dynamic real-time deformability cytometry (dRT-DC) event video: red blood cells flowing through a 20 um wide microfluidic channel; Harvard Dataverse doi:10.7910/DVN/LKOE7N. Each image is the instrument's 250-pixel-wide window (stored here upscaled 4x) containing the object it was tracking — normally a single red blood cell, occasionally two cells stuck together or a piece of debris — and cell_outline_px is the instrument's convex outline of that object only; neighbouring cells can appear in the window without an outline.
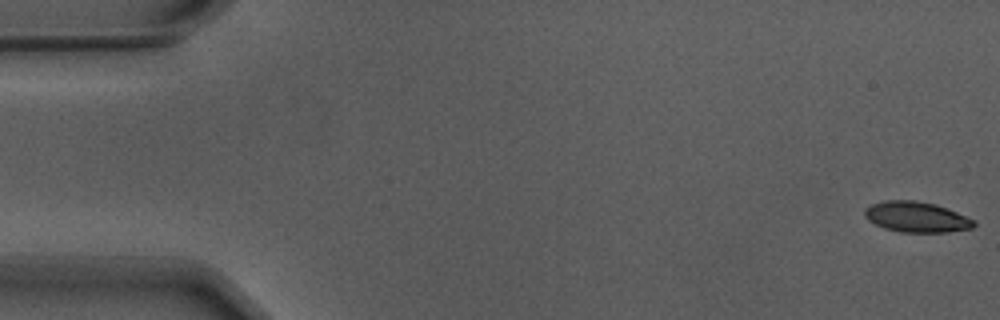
{"species": "Egyptian fruit bat (a non-hibernating species)", "species_latin": "Rousettus aegyptiacus", "temperature_condition": "warm", "stored_images_in_passage": 56, "camera_frame_rate_fps": 3000, "um_per_image_px": 0.085, "animal": {"sex": "male"}, "frame": {"image": 1, "passage_image": 1, "time_ms": 0.0, "image_size_px": [1000, 320], "cell_outline_px": [[976, 224], [972, 228], [948, 232], [900, 232], [884, 228], [868, 220], [864, 216], [864, 208], [872, 204], [884, 200], [912, 200], [932, 204], [956, 212], [976, 220]], "centroid_in_image_um": [77.87, 18.45], "position_along_channel_um": 7.1, "area_um2": 19.31}}
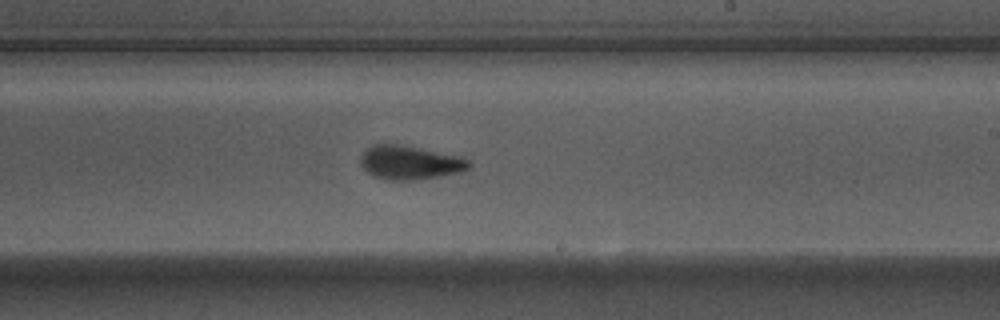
{"frame": {"image": 2, "passage_image": 33, "time_ms": 10.667, "image_size_px": [1000, 320], "cell_outline_px": [[472, 164], [468, 168], [460, 172], [440, 176], [412, 180], [384, 180], [368, 172], [360, 164], [360, 156], [364, 148], [372, 144], [396, 144], [420, 148], [456, 156], [468, 160]], "centroid_in_image_um": [34.77, 13.81], "position_along_channel_um": 254.2, "area_um2": 21.21}}
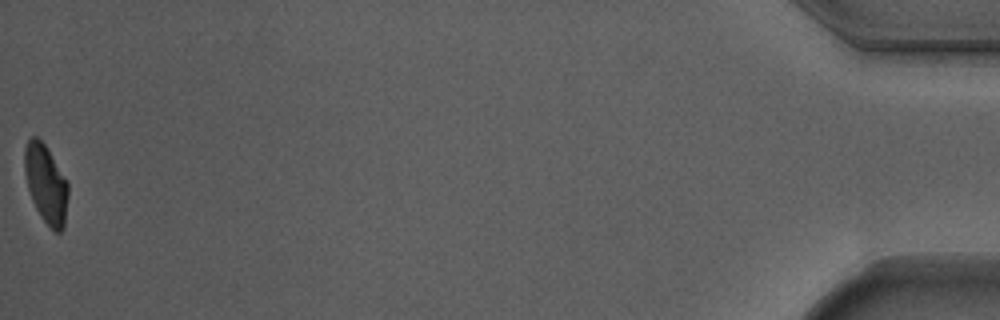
{"frame": {"image": 3, "passage_image": 56, "time_ms": 18.333, "image_size_px": [1000, 320], "cell_outline_px": [[68, 196], [64, 228], [60, 232], [56, 232], [40, 216], [32, 200], [28, 188], [24, 168], [24, 148], [28, 140], [32, 136], [36, 136], [44, 144], [68, 184]], "centroid_in_image_um": [3.89, 15.64], "position_along_channel_um": 431.3, "area_um2": 19.54}, "authors_computed_cell_mechanics": {"area_um2": 20.7502, "velocity_mm_per_s": 3.6959, "shape_relaxation_time_tau1_ms": 2.7053, "shape_relaxation_time_tau2_ms": 1.3258, "deformation_change_tau1": 0.164, "deformation_change_tau2": 0.0819}}